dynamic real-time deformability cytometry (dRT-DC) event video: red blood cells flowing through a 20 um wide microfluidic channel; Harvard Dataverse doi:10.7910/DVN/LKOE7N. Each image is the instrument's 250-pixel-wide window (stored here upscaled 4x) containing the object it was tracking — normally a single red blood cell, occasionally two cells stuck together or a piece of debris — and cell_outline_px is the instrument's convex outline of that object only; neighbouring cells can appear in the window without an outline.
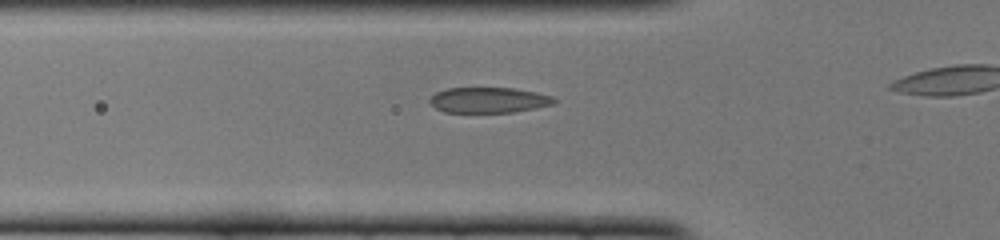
{"species": "common noctule bat (a hibernating species)", "species_latin": "Nyctalus noctula", "temperature_condition": "cold", "stored_images_in_passage": 17, "camera_frame_rate_fps": 3000, "um_per_image_px": 0.085, "animal": {"sex": "female", "body_mass_g": 22.0, "forearm_length_mm": 56.7}, "frame": {"image": 1, "passage_image": 12, "time_ms": 3.667, "image_size_px": [1000, 240], "cell_outline_px": [[556, 100], [552, 104], [512, 112], [444, 112], [436, 108], [428, 100], [436, 92], [448, 88], [512, 88], [536, 92], [552, 96]], "centroid_in_image_um": [41.5, 8.5], "position_along_channel_um": 84.3, "area_um2": 18.21}}
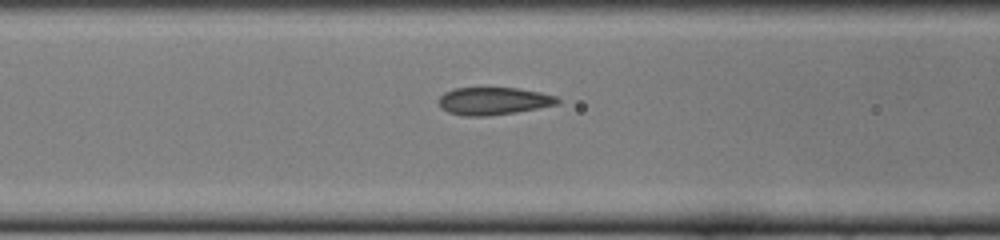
{"frame": {"image": 2, "passage_image": 15, "time_ms": 4.667, "image_size_px": [1000, 240], "cell_outline_px": [[560, 104], [516, 112], [488, 116], [464, 116], [448, 112], [440, 108], [440, 96], [444, 92], [456, 88], [516, 88], [540, 92], [556, 96], [560, 100]], "centroid_in_image_um": [41.96, 8.59], "position_along_channel_um": 124.6, "area_um2": 19.07}}